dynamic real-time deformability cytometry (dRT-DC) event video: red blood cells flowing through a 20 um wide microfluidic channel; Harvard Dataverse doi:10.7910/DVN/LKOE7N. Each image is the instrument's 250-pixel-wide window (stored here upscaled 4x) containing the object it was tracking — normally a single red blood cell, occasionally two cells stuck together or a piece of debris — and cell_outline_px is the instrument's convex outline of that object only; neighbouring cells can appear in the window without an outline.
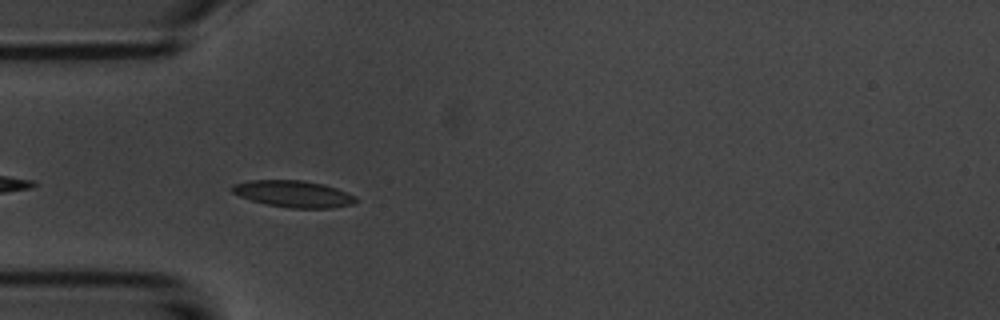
{"species": "common noctule bat (a hibernating species)", "species_latin": "Nyctalus noctula", "temperature_condition": "room temperature", "stored_images_in_passage": 6, "camera_frame_rate_fps": 3000, "um_per_image_px": 0.085, "animal": {"sex": "male", "body_mass_g": 20.1, "forearm_length_mm": 53.5}, "frame": {"image": 1, "passage_image": 3, "time_ms": 2.333, "image_size_px": [1000, 320], "cell_outline_px": [[356, 200], [352, 204], [332, 208], [292, 208], [268, 204], [252, 200], [240, 196], [232, 192], [228, 188], [232, 184], [252, 180], [304, 180], [324, 184], [336, 188], [356, 196]], "centroid_in_image_um": [24.92, 16.47], "position_along_channel_um": 60.1, "area_um2": 19.19}}
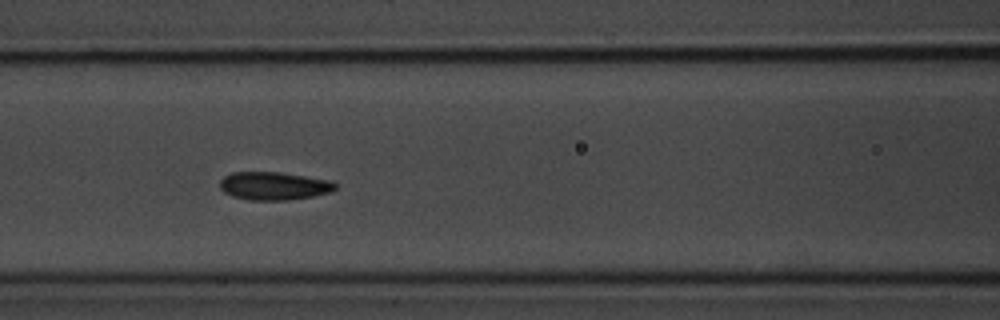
{"frame": {"image": 2, "passage_image": 5, "time_ms": 4.667, "image_size_px": [1000, 320], "cell_outline_px": [[336, 188], [332, 192], [312, 196], [288, 200], [248, 200], [232, 196], [224, 192], [220, 188], [220, 180], [224, 176], [232, 172], [280, 172], [332, 180], [336, 184]], "centroid_in_image_um": [23.29, 15.8], "position_along_channel_um": 143.3, "area_um2": 19.02}}
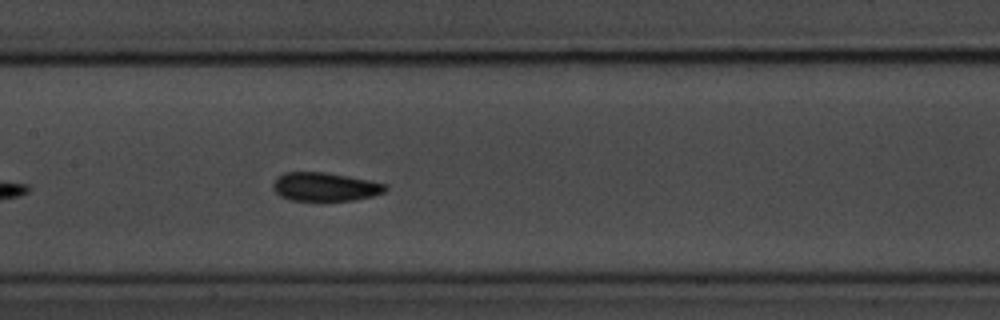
{"frame": {"image": 3, "passage_image": 6, "time_ms": 5.667, "image_size_px": [1000, 320], "cell_outline_px": [[388, 188], [384, 192], [372, 196], [352, 200], [288, 200], [280, 196], [272, 188], [272, 184], [276, 176], [284, 172], [324, 172], [348, 176], [388, 184]], "centroid_in_image_um": [27.59, 15.87], "position_along_channel_um": 179.8, "area_um2": 18.79}}